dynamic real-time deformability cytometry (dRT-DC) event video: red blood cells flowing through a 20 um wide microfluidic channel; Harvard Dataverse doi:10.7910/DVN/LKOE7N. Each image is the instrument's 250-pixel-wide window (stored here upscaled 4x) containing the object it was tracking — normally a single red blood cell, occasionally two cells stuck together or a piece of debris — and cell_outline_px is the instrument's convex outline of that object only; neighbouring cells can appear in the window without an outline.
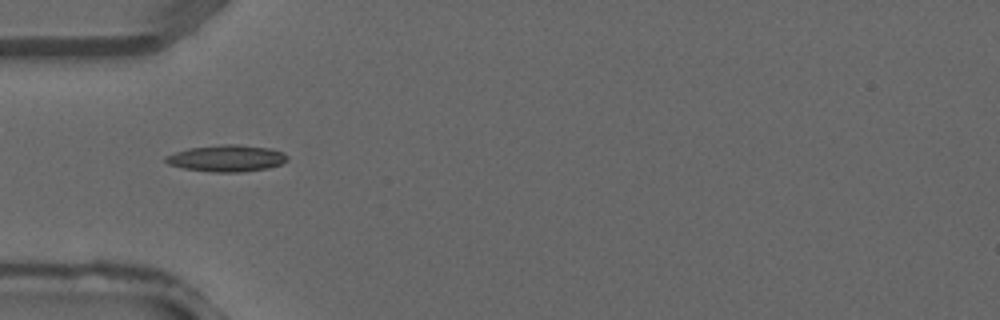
{"species": "common noctule bat (a hibernating species)", "species_latin": "Nyctalus noctula", "temperature_condition": "warm", "stored_images_in_passage": 5, "camera_frame_rate_fps": 3000, "um_per_image_px": 0.085, "animal": {"sex": "male", "forearm_length_mm": 52.5}, "frame": {"image": 1, "passage_image": 4, "time_ms": 1.0, "image_size_px": [1000, 320], "cell_outline_px": [[288, 160], [280, 164], [268, 168], [240, 172], [212, 172], [184, 168], [168, 164], [164, 160], [164, 156], [188, 148], [224, 144], [236, 144], [272, 148], [284, 152], [288, 156]], "centroid_in_image_um": [19.29, 13.45], "position_along_channel_um": 65.7, "area_um2": 18.96}}
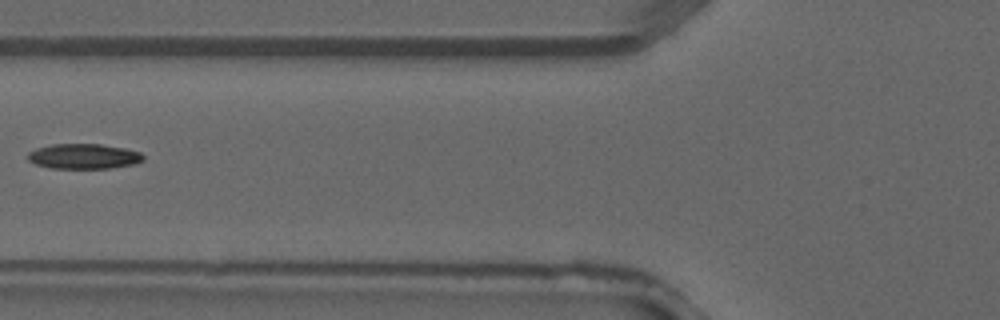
{"frame": {"image": 2, "passage_image": 5, "time_ms": 1.333, "image_size_px": [1000, 320], "cell_outline_px": [[144, 160], [136, 164], [112, 168], [52, 168], [36, 164], [28, 160], [28, 152], [36, 148], [52, 144], [100, 144], [124, 148], [140, 152], [144, 156]], "centroid_in_image_um": [7.14, 13.29], "position_along_channel_um": 118.7, "area_um2": 16.94}}